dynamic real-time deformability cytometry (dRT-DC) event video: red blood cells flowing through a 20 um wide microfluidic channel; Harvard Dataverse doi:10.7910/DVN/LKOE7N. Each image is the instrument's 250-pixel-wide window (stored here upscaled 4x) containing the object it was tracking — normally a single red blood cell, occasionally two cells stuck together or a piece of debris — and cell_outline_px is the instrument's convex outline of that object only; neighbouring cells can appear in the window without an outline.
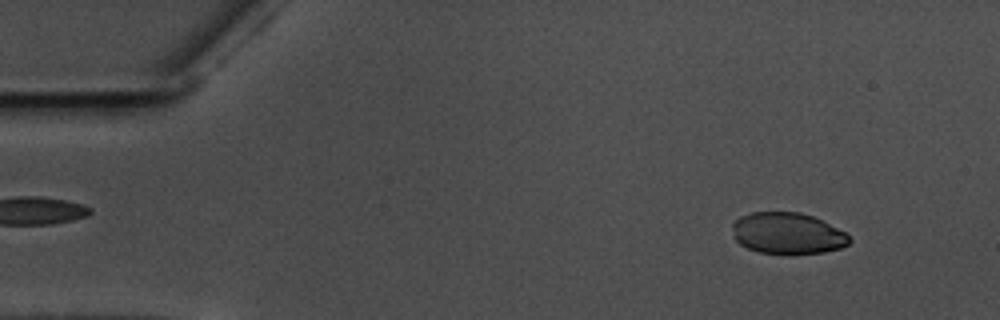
{"species": "common noctule bat (a hibernating species)", "species_latin": "Nyctalus noctula", "temperature_condition": "warm", "stored_images_in_passage": 57, "camera_frame_rate_fps": 3000, "um_per_image_px": 0.085, "animal": {"sex": "male", "body_mass_g": 17.5, "forearm_length_mm": 52.3}, "frame": {"image": 1, "passage_image": 6, "time_ms": 1.667, "image_size_px": [1000, 320], "cell_outline_px": [[852, 240], [848, 244], [840, 248], [824, 252], [760, 252], [748, 248], [740, 244], [736, 240], [732, 228], [732, 224], [740, 216], [752, 212], [800, 212], [812, 216], [844, 232]], "centroid_in_image_um": [66.91, 19.81], "position_along_channel_um": 18.1, "area_um2": 27.51}}
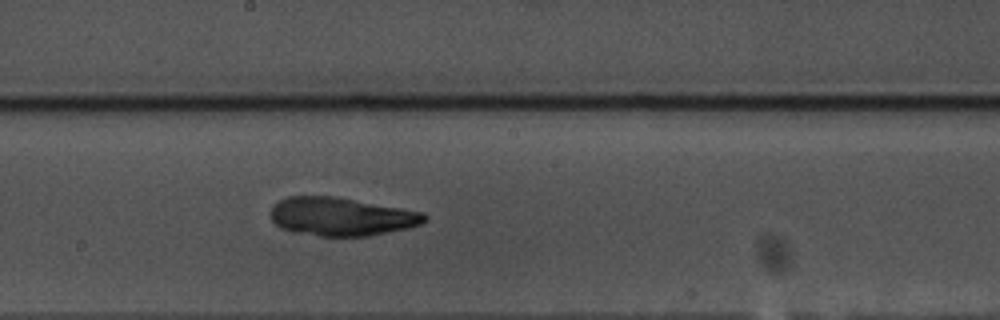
{"frame": {"image": 2, "passage_image": 31, "time_ms": 10.0, "image_size_px": [1000, 320], "cell_outline_px": [[428, 220], [420, 224], [408, 228], [368, 236], [320, 236], [292, 232], [280, 228], [272, 220], [272, 208], [280, 200], [288, 196], [336, 196], [424, 212], [428, 216]], "centroid_in_image_um": [29.04, 18.41], "position_along_channel_um": 219.2, "area_um2": 34.45}}
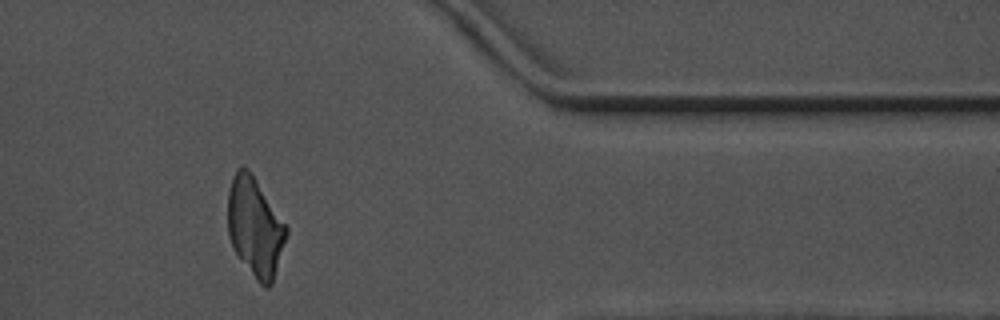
{"frame": {"image": 3, "passage_image": 47, "time_ms": 15.333, "image_size_px": [1000, 320], "cell_outline_px": [[288, 232], [272, 284], [268, 288], [264, 288], [256, 280], [232, 248], [228, 236], [228, 192], [232, 176], [236, 168], [240, 164], [248, 168], [252, 172], [288, 228]], "centroid_in_image_um": [21.66, 19.27], "position_along_channel_um": 389.7, "area_um2": 33.99}}